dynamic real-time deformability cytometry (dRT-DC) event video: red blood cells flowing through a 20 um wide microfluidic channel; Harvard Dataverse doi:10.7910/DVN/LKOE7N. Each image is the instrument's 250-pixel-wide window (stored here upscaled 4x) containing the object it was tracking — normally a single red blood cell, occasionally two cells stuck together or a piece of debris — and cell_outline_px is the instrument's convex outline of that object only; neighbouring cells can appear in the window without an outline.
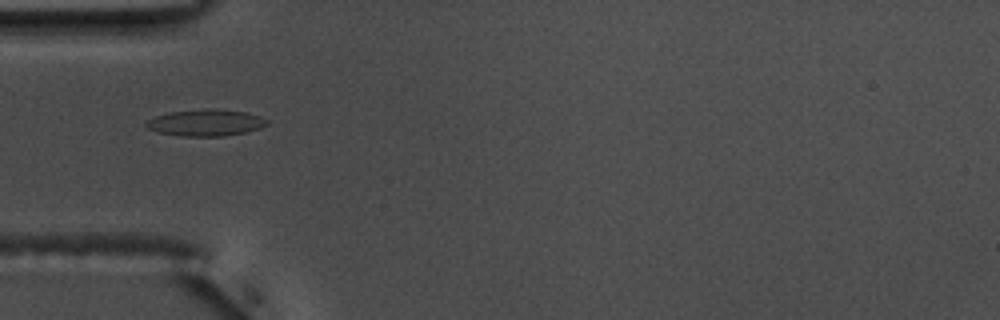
{"species": "common noctule bat (a hibernating species)", "species_latin": "Nyctalus noctula", "temperature_condition": "warm", "stored_images_in_passage": 23, "camera_frame_rate_fps": 3000, "um_per_image_px": 0.085, "animal": {"sex": "male", "body_mass_g": 17.5, "forearm_length_mm": 52.3}, "frame": {"image": 1, "passage_image": 10, "time_ms": 3.0, "image_size_px": [1000, 320], "cell_outline_px": [[268, 124], [260, 128], [244, 132], [224, 136], [180, 136], [156, 132], [148, 128], [144, 124], [148, 120], [156, 116], [168, 112], [204, 108], [212, 108], [244, 112], [260, 116], [268, 120]], "centroid_in_image_um": [17.46, 10.42], "position_along_channel_um": 67.5, "area_um2": 18.79}}